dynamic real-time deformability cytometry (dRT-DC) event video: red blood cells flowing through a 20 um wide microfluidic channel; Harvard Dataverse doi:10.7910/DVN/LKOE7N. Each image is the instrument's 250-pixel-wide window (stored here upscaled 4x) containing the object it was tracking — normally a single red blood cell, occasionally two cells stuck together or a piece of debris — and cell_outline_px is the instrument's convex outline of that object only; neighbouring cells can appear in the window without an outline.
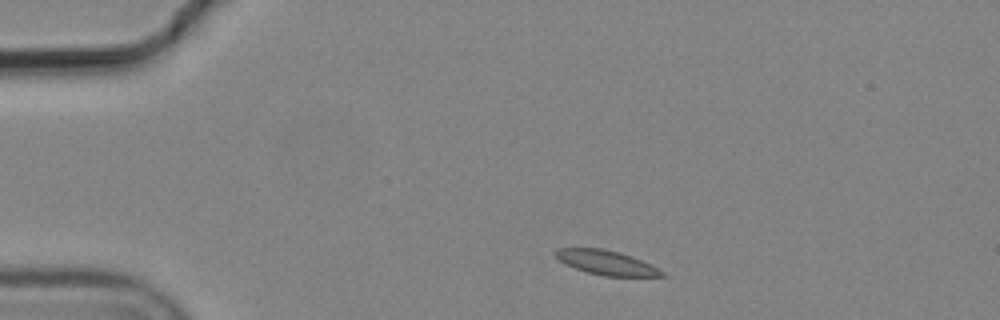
{"species": "common noctule bat (a hibernating species)", "species_latin": "Nyctalus noctula", "temperature_condition": "cold", "stored_images_in_passage": 2, "camera_frame_rate_fps": 3000, "um_per_image_px": 0.085, "animal": {"sex": "male", "body_mass_g": 19.2, "forearm_length_mm": 51.8}, "frame": {"image": 1, "passage_image": 1, "time_ms": 0.0, "image_size_px": [1000, 320], "cell_outline_px": [[668, 276], [604, 276], [588, 272], [564, 264], [556, 256], [556, 252], [560, 248], [600, 248], [620, 252], [632, 256], [664, 272]], "centroid_in_image_um": [51.54, 22.32], "position_along_channel_um": 33.5, "area_um2": 14.8}}